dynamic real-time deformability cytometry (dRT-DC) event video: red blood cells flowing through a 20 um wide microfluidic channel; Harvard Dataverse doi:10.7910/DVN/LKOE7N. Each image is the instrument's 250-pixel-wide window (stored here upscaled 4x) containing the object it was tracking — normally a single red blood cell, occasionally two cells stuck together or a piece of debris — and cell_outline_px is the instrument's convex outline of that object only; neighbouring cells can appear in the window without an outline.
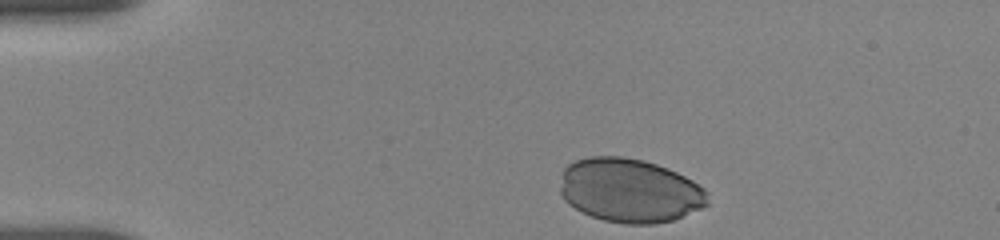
{"species": "human", "species_latin": "Homo sapiens", "temperature_condition": "room temperature", "stored_images_in_passage": 36, "camera_frame_rate_fps": 3000, "um_per_image_px": 0.085, "donor": {"sex": "female"}, "frame": {"image": 1, "passage_image": 1, "time_ms": 0.0, "image_size_px": [1000, 240], "cell_outline_px": [[708, 204], [700, 208], [672, 220], [652, 224], [624, 224], [604, 220], [592, 216], [568, 204], [564, 200], [560, 192], [560, 188], [564, 168], [568, 164], [576, 160], [588, 156], [624, 156], [644, 160], [668, 168], [692, 180], [704, 188], [708, 192]], "centroid_in_image_um": [53.52, 16.18], "position_along_channel_um": 31.5, "area_um2": 55.03}}
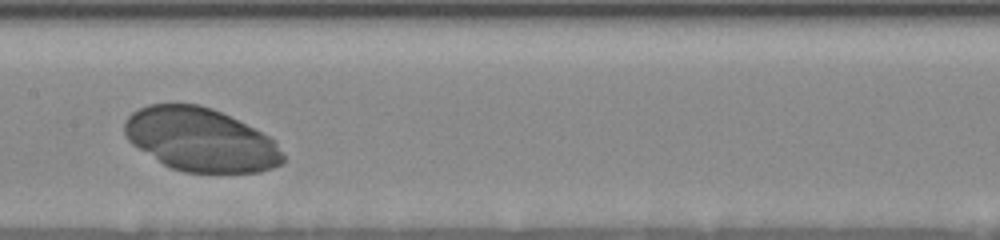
{"frame": {"image": 2, "passage_image": 19, "time_ms": 6.0, "image_size_px": [1000, 240], "cell_outline_px": [[284, 164], [260, 172], [184, 172], [172, 168], [164, 164], [132, 144], [128, 140], [124, 132], [124, 120], [132, 112], [148, 104], [200, 104], [212, 108], [276, 140], [284, 156]], "centroid_in_image_um": [17.05, 11.88], "position_along_channel_um": 190.4, "area_um2": 58.2}}
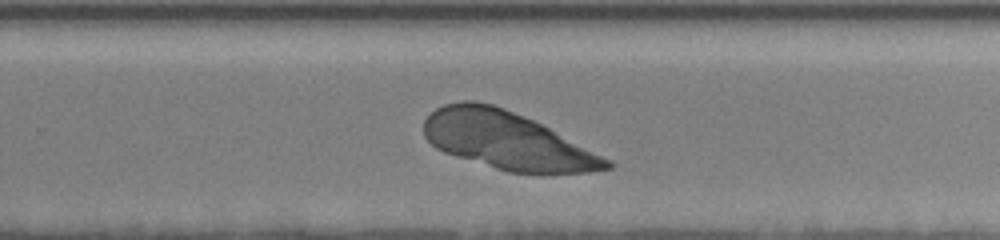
{"frame": {"image": 3, "passage_image": 27, "time_ms": 8.667, "image_size_px": [1000, 240], "cell_outline_px": [[612, 168], [588, 172], [508, 172], [456, 156], [444, 152], [436, 148], [424, 136], [424, 120], [436, 108], [444, 104], [460, 100], [476, 100], [492, 104], [504, 108], [532, 120], [612, 160]], "centroid_in_image_um": [43.05, 11.92], "position_along_channel_um": 286.8, "area_um2": 60.52}}